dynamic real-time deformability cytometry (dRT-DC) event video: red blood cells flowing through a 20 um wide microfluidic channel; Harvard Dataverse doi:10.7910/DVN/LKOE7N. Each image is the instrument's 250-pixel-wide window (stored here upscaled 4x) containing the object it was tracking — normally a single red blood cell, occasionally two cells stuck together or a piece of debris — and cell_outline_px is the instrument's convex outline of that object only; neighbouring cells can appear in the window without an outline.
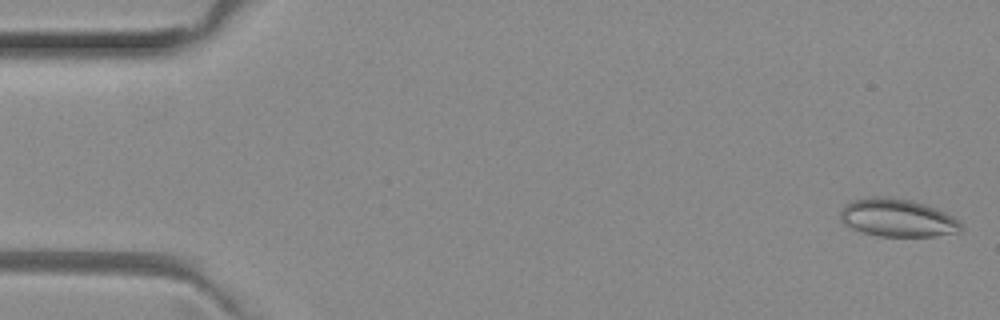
{"species": "common noctule bat (a hibernating species)", "species_latin": "Nyctalus noctula", "temperature_condition": "room temperature", "stored_images_in_passage": 48, "camera_frame_rate_fps": 3000, "um_per_image_px": 0.085, "animal": {"sex": "female", "body_mass_g": 29.2, "forearm_length_mm": 56.3}, "frame": {"image": 1, "passage_image": 1, "time_ms": 0.0, "image_size_px": [1000, 320], "cell_outline_px": [[964, 228], [960, 232], [936, 236], [880, 236], [864, 232], [852, 228], [844, 224], [840, 220], [840, 212], [852, 200], [872, 196], [888, 196], [908, 200], [924, 204], [936, 208], [952, 216]], "centroid_in_image_um": [76.28, 18.52], "position_along_channel_um": 8.7, "area_um2": 26.47}}
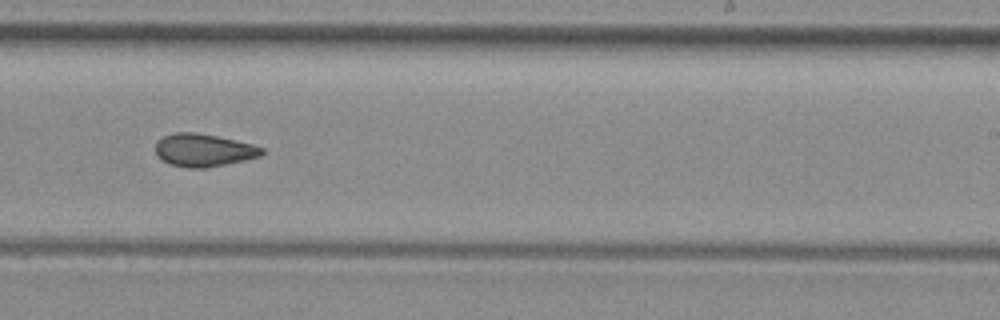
{"frame": {"image": 2, "passage_image": 31, "time_ms": 10.0, "image_size_px": [1000, 320], "cell_outline_px": [[264, 152], [260, 156], [244, 160], [204, 168], [188, 168], [168, 164], [156, 152], [156, 140], [164, 136], [176, 132], [196, 132], [216, 136], [252, 144], [264, 148]], "centroid_in_image_um": [17.3, 12.76], "position_along_channel_um": 271.7, "area_um2": 20.11}}
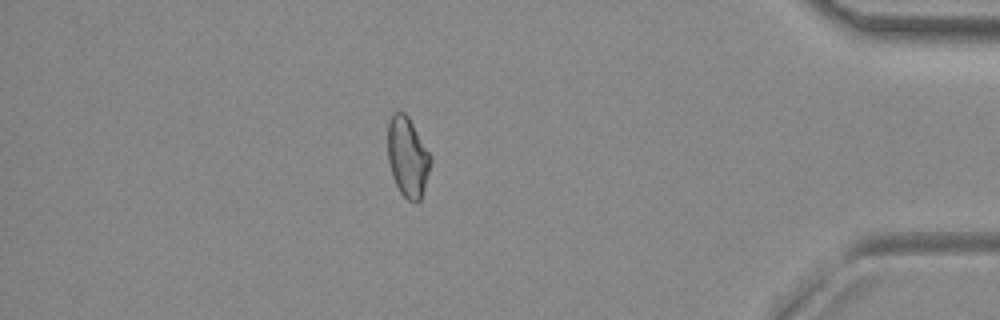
{"frame": {"image": 3, "passage_image": 44, "time_ms": 14.333, "image_size_px": [1000, 320], "cell_outline_px": [[432, 160], [424, 188], [420, 200], [416, 204], [408, 200], [400, 192], [392, 176], [388, 160], [388, 124], [392, 116], [396, 112], [404, 112], [408, 116], [432, 156]], "centroid_in_image_um": [34.66, 13.36], "position_along_channel_um": 400.5, "area_um2": 19.88}}